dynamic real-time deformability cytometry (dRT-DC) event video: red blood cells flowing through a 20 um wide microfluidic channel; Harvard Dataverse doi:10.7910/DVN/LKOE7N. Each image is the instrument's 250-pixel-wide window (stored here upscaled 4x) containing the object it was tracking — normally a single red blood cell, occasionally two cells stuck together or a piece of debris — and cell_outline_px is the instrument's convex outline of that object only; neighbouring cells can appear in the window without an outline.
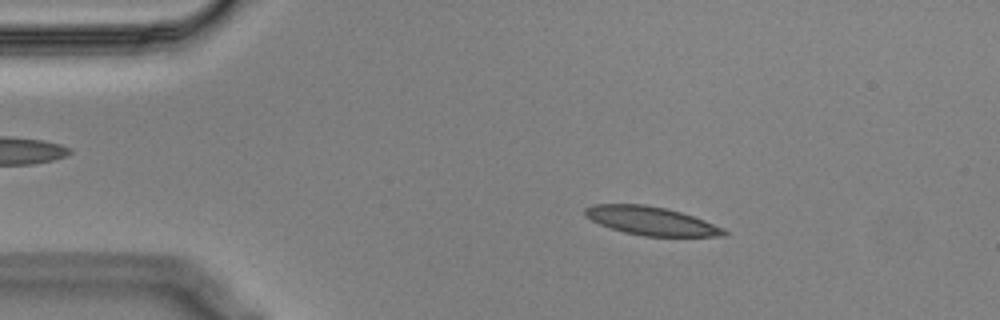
{"species": "Egyptian fruit bat (a non-hibernating species)", "species_latin": "Rousettus aegyptiacus", "temperature_condition": "cold", "stored_images_in_passage": 55, "camera_frame_rate_fps": 3000, "um_per_image_px": 0.085, "animal": {"sex": "male"}, "frame": {"image": 1, "passage_image": 9, "time_ms": 2.667, "image_size_px": [1000, 320], "cell_outline_px": [[728, 232], [724, 236], [644, 236], [624, 232], [600, 224], [584, 216], [584, 208], [592, 204], [644, 204], [668, 208], [704, 220], [724, 228]], "centroid_in_image_um": [55.33, 18.76], "position_along_channel_um": 29.7, "area_um2": 23.0}}
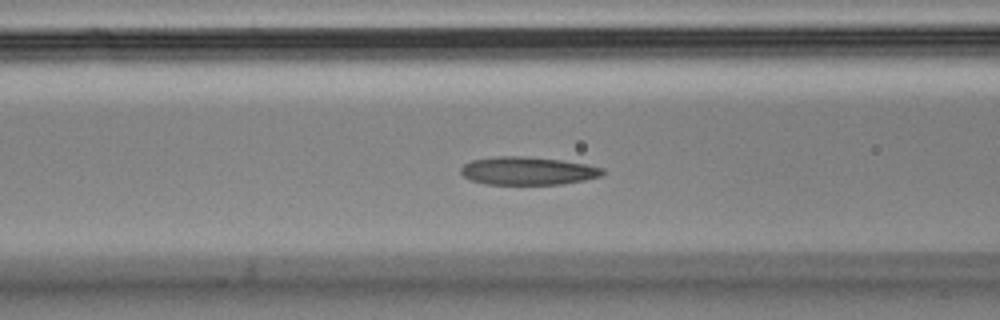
{"frame": {"image": 2, "passage_image": 21, "time_ms": 6.667, "image_size_px": [1000, 320], "cell_outline_px": [[604, 172], [600, 176], [584, 180], [560, 184], [484, 184], [472, 180], [464, 176], [460, 172], [460, 168], [464, 164], [472, 160], [496, 156], [520, 156], [560, 160], [588, 164], [604, 168]], "centroid_in_image_um": [44.85, 14.52], "position_along_channel_um": 121.8, "area_um2": 23.06}}
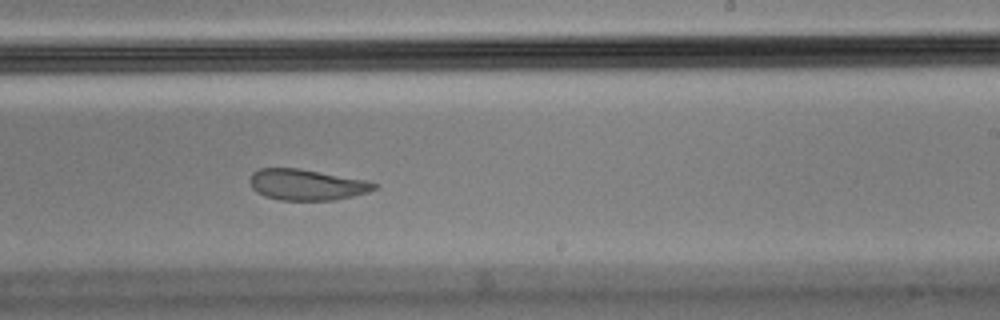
{"frame": {"image": 3, "passage_image": 33, "time_ms": 10.667, "image_size_px": [1000, 320], "cell_outline_px": [[376, 188], [368, 192], [336, 200], [280, 200], [264, 196], [256, 192], [252, 188], [252, 172], [260, 168], [300, 168], [368, 180], [376, 184]], "centroid_in_image_um": [26.08, 15.7], "position_along_channel_um": 262.9, "area_um2": 22.43}, "authors_computed_cell_mechanics": {"area_um2": 23.8714, "velocity_mm_per_s": 3.536, "shape_relaxation_time_tau1_ms": null, "shape_relaxation_time_tau2_ms": 2.2442, "deformation_change_tau1": null, "deformation_change_tau2": 0.0832}}